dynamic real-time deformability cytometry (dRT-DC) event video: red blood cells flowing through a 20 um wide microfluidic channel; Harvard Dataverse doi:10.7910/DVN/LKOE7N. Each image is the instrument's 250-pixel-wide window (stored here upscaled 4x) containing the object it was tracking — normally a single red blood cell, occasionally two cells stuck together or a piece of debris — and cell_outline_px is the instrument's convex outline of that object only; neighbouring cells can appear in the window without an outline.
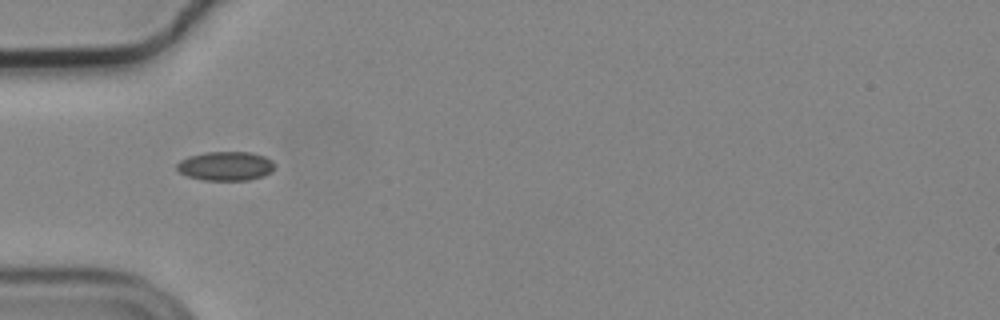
{"species": "common noctule bat (a hibernating species)", "species_latin": "Nyctalus noctula", "temperature_condition": "cold", "stored_images_in_passage": 5, "camera_frame_rate_fps": 3000, "um_per_image_px": 0.085, "animal": {"sex": "male", "body_mass_g": 19.2, "forearm_length_mm": 51.8}, "frame": {"image": 1, "passage_image": 1, "time_ms": 0.0, "image_size_px": [1000, 320], "cell_outline_px": [[276, 164], [272, 172], [264, 176], [248, 180], [204, 180], [188, 176], [180, 172], [176, 168], [176, 164], [180, 160], [188, 156], [204, 152], [252, 152], [264, 156], [272, 160]], "centroid_in_image_um": [19.2, 14.11], "position_along_channel_um": 65.8, "area_um2": 16.76}}